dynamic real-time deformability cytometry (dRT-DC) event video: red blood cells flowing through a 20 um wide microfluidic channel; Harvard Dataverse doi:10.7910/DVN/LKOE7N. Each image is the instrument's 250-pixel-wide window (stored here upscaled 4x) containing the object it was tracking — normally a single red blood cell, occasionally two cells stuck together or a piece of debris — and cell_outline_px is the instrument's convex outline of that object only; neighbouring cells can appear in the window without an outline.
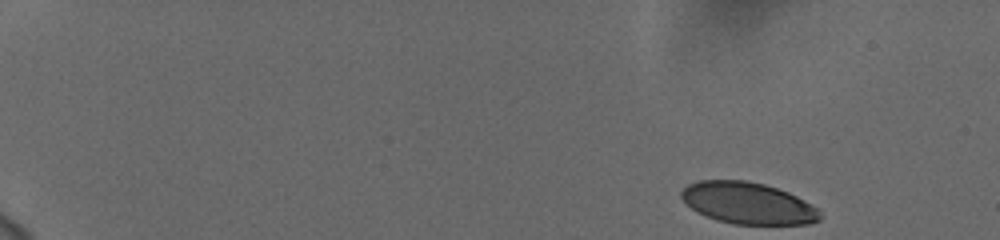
{"species": "human", "species_latin": "Homo sapiens", "temperature_condition": "cold", "stored_images_in_passage": 52, "camera_frame_rate_fps": 3000, "um_per_image_px": 0.085, "donor": {"sex": "female"}, "frame": {"image": 1, "passage_image": 1, "time_ms": 0.0, "image_size_px": [1000, 240], "cell_outline_px": [[824, 216], [820, 220], [812, 224], [732, 224], [716, 220], [696, 212], [680, 196], [680, 192], [688, 184], [700, 180], [744, 180], [764, 184], [788, 192], [820, 208]], "centroid_in_image_um": [63.63, 17.28], "position_along_channel_um": 21.4, "area_um2": 33.93}}
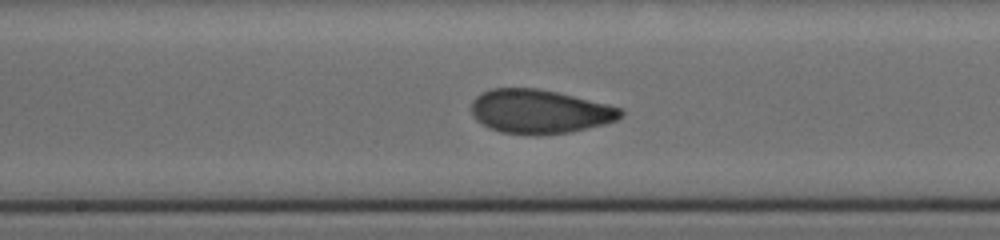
{"frame": {"image": 2, "passage_image": 28, "time_ms": 9.0, "image_size_px": [1000, 240], "cell_outline_px": [[624, 112], [616, 120], [604, 124], [568, 132], [540, 136], [532, 136], [500, 132], [488, 128], [476, 120], [472, 116], [472, 100], [476, 96], [492, 88], [536, 88], [556, 92], [620, 108]], "centroid_in_image_um": [45.79, 9.5], "position_along_channel_um": 202.4, "area_um2": 38.09}}
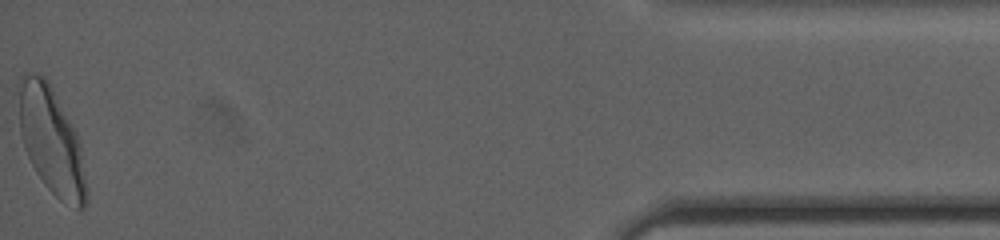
{"frame": {"image": 3, "passage_image": 52, "time_ms": 17.0, "image_size_px": [1000, 240], "cell_outline_px": [[88, 204], [80, 212], [64, 204], [44, 184], [36, 172], [28, 156], [20, 132], [20, 92], [24, 76], [32, 72], [44, 76], [48, 80], [76, 132], [80, 144], [88, 188]], "centroid_in_image_um": [4.44, 12.09], "position_along_channel_um": 430.8, "area_um2": 41.79}, "authors_computed_cell_mechanics": {"area_um2": 37.3099, "velocity_mm_per_s": 3.7345, "shape_relaxation_time_tau1_ms": 4.9265, "shape_relaxation_time_tau2_ms": 1.0285, "deformation_change_tau1": 0.1571, "deformation_change_tau2": 0.0649}}